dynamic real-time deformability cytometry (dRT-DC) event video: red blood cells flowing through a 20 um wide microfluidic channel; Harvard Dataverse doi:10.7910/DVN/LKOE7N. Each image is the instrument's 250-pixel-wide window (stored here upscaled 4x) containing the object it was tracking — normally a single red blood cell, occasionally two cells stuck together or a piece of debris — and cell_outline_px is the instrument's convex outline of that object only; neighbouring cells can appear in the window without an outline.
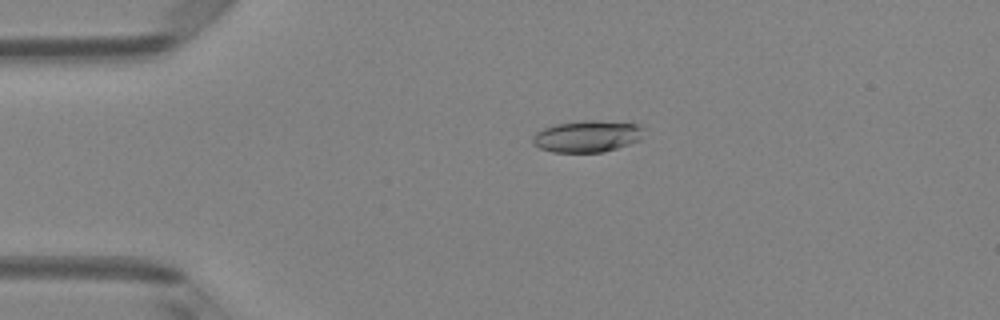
{"species": "Egyptian fruit bat (a non-hibernating species)", "species_latin": "Rousettus aegyptiacus", "temperature_condition": "room temperature", "stored_images_in_passage": 50, "camera_frame_rate_fps": 3000, "um_per_image_px": 0.085, "animal": {"sex": "female"}, "frame": {"image": 1, "passage_image": 11, "time_ms": 3.333, "image_size_px": [1000, 320], "cell_outline_px": [[644, 128], [640, 140], [604, 152], [552, 152], [540, 148], [532, 144], [532, 136], [536, 132], [544, 128], [556, 124], [584, 120], [600, 120], [640, 124]], "centroid_in_image_um": [49.91, 11.58], "position_along_channel_um": 35.1, "area_um2": 20.63}}
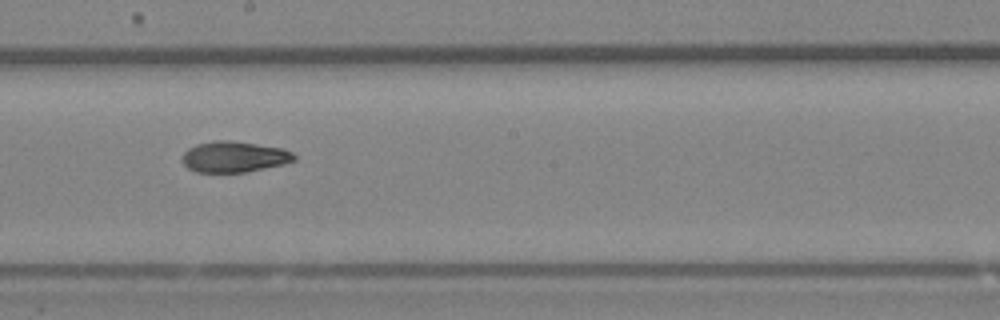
{"frame": {"image": 2, "passage_image": 28, "time_ms": 9.0, "image_size_px": [1000, 320], "cell_outline_px": [[296, 160], [284, 164], [244, 172], [196, 172], [188, 168], [180, 160], [184, 152], [188, 148], [196, 144], [212, 140], [228, 140], [256, 144], [280, 148], [292, 152], [296, 156]], "centroid_in_image_um": [19.86, 13.32], "position_along_channel_um": 228.3, "area_um2": 20.17}}
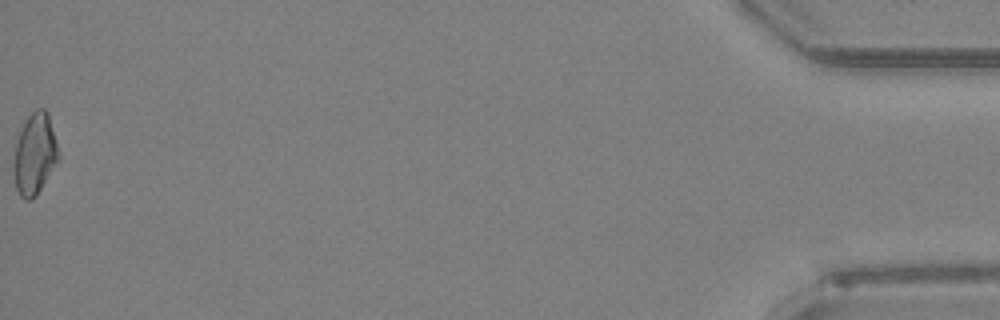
{"frame": {"image": 3, "passage_image": 50, "time_ms": 16.333, "image_size_px": [1000, 320], "cell_outline_px": [[60, 160], [36, 196], [32, 200], [24, 200], [20, 196], [16, 188], [12, 172], [12, 164], [16, 144], [24, 120], [36, 108], [44, 108], [48, 112], [56, 140]], "centroid_in_image_um": [2.95, 13.12], "position_along_channel_um": 432.3, "area_um2": 21.62}, "authors_computed_cell_mechanics": {"area_um2": 20.6924, "velocity_mm_per_s": 4.1271, "shape_relaxation_time_tau1_ms": 4.2666, "shape_relaxation_time_tau2_ms": 4.0289, "deformation_change_tau1": 0.1254, "deformation_change_tau2": 0.0878}}